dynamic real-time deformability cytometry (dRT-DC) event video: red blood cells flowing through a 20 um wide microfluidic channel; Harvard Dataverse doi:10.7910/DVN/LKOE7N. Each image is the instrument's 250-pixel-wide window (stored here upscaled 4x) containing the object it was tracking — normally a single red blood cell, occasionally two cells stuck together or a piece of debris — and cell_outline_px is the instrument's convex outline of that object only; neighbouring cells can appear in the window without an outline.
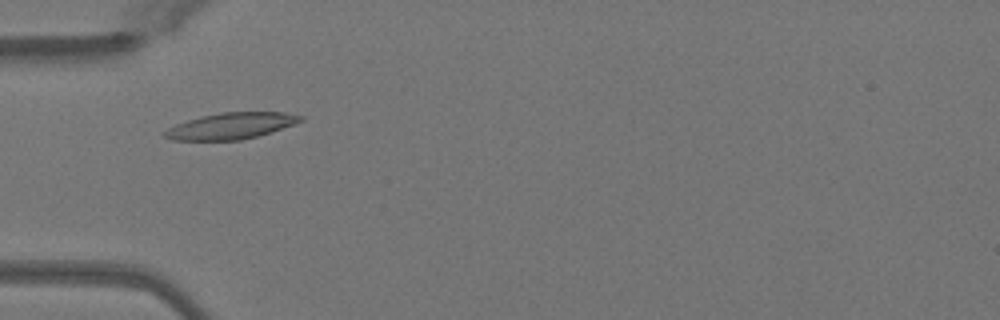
{"species": "Egyptian fruit bat (a non-hibernating species)", "species_latin": "Rousettus aegyptiacus", "temperature_condition": "warm", "stored_images_in_passage": 46, "camera_frame_rate_fps": 3000, "um_per_image_px": 0.085, "animal": {"sex": "female"}, "frame": {"image": 1, "passage_image": 12, "time_ms": 3.667, "image_size_px": [1000, 320], "cell_outline_px": [[304, 120], [296, 124], [256, 136], [240, 140], [172, 140], [164, 136], [164, 132], [168, 128], [176, 124], [188, 120], [220, 112], [284, 112], [304, 116]], "centroid_in_image_um": [19.67, 10.69], "position_along_channel_um": 65.3, "area_um2": 20.63}}
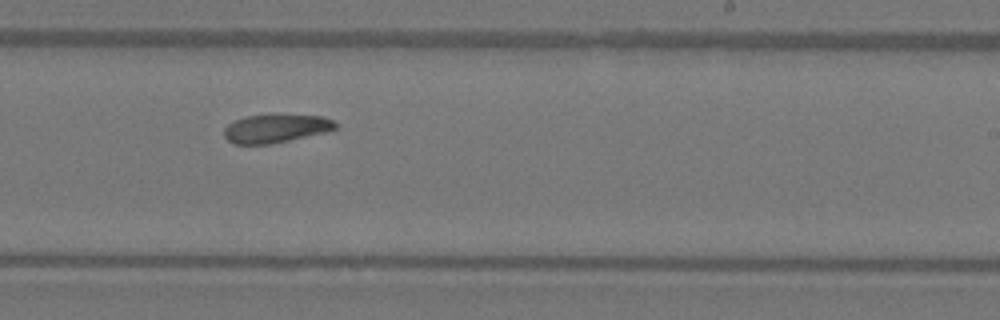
{"frame": {"image": 2, "passage_image": 27, "time_ms": 8.667, "image_size_px": [1000, 320], "cell_outline_px": [[336, 128], [324, 132], [288, 140], [268, 144], [232, 144], [224, 136], [224, 128], [228, 124], [236, 120], [248, 116], [324, 116], [332, 120], [336, 124]], "centroid_in_image_um": [23.39, 10.94], "position_along_channel_um": 265.6, "area_um2": 17.74}}
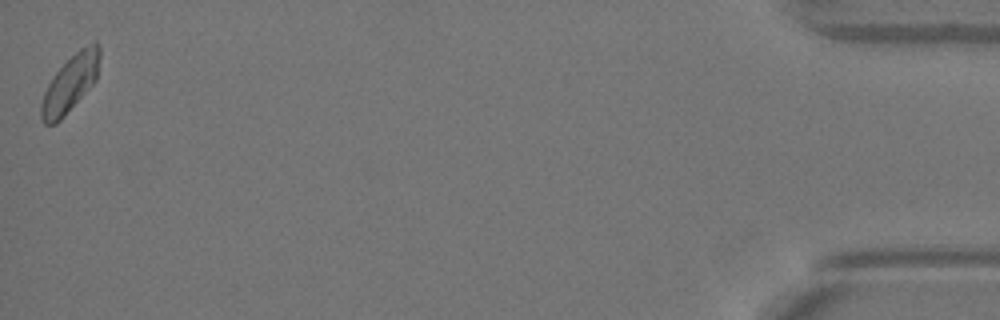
{"frame": {"image": 3, "passage_image": 46, "time_ms": 15.0, "image_size_px": [1000, 320], "cell_outline_px": [[100, 56], [96, 80], [64, 116], [56, 124], [44, 124], [40, 116], [40, 104], [44, 92], [52, 76], [80, 48], [96, 40], [100, 48]], "centroid_in_image_um": [5.96, 7.1], "position_along_channel_um": 429.2, "area_um2": 19.19}, "authors_computed_cell_mechanics": {"area_um2": 19.5653, "velocity_mm_per_s": 4.0261, "shape_relaxation_time_tau1_ms": 9.3562, "shape_relaxation_time_tau2_ms": null, "deformation_change_tau1": 0.1779, "deformation_change_tau2": null}}